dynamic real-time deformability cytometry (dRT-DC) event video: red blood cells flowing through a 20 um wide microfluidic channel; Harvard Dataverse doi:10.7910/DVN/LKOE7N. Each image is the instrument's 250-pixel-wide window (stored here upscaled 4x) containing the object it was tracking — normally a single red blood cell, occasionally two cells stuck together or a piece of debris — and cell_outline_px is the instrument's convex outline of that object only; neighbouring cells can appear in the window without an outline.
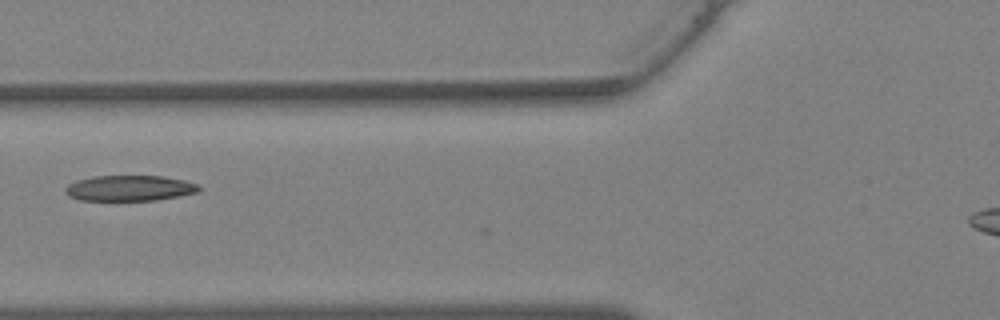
{"species": "Egyptian fruit bat (a non-hibernating species)", "species_latin": "Rousettus aegyptiacus", "temperature_condition": "warm", "stored_images_in_passage": 23, "camera_frame_rate_fps": 3000, "um_per_image_px": 0.085, "animal": {"sex": "female"}, "frame": {"image": 1, "passage_image": 3, "time_ms": 0.667, "image_size_px": [1000, 320], "cell_outline_px": [[200, 192], [180, 196], [156, 200], [80, 200], [68, 196], [64, 192], [64, 188], [68, 184], [76, 180], [96, 176], [164, 176], [184, 180], [196, 184], [200, 188]], "centroid_in_image_um": [11.0, 15.99], "position_along_channel_um": 114.8, "area_um2": 20.0}}
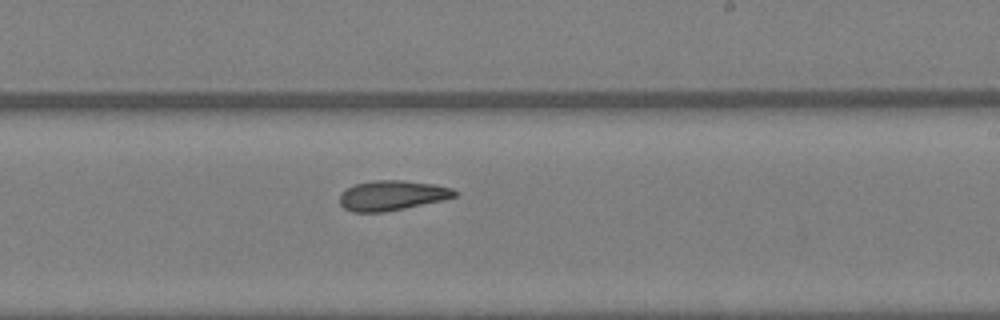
{"frame": {"image": 2, "passage_image": 11, "time_ms": 3.333, "image_size_px": [1000, 320], "cell_outline_px": [[460, 192], [456, 196], [440, 200], [404, 208], [384, 212], [352, 212], [344, 208], [340, 204], [340, 196], [348, 188], [356, 184], [372, 180], [404, 180], [436, 184], [452, 188]], "centroid_in_image_um": [33.34, 16.6], "position_along_channel_um": 255.7, "area_um2": 19.94}}
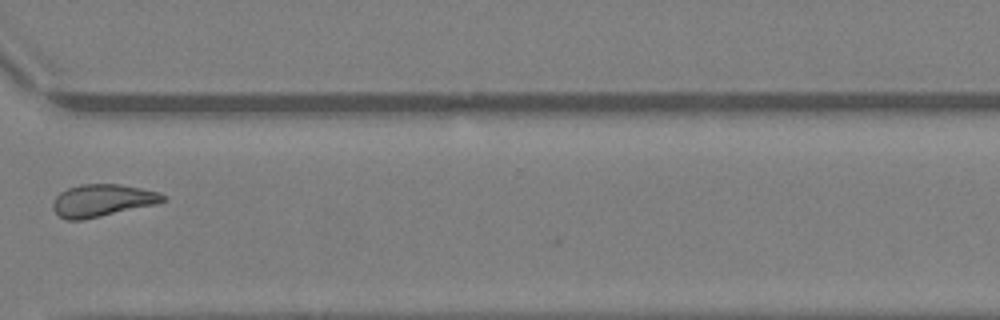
{"frame": {"image": 3, "passage_image": 17, "time_ms": 5.333, "image_size_px": [1000, 320], "cell_outline_px": [[168, 200], [156, 204], [100, 216], [80, 220], [68, 220], [60, 216], [52, 208], [52, 200], [60, 192], [68, 188], [80, 184], [120, 184], [140, 188], [156, 192], [168, 196]], "centroid_in_image_um": [8.69, 17.03], "position_along_channel_um": 361.9, "area_um2": 20.63}}